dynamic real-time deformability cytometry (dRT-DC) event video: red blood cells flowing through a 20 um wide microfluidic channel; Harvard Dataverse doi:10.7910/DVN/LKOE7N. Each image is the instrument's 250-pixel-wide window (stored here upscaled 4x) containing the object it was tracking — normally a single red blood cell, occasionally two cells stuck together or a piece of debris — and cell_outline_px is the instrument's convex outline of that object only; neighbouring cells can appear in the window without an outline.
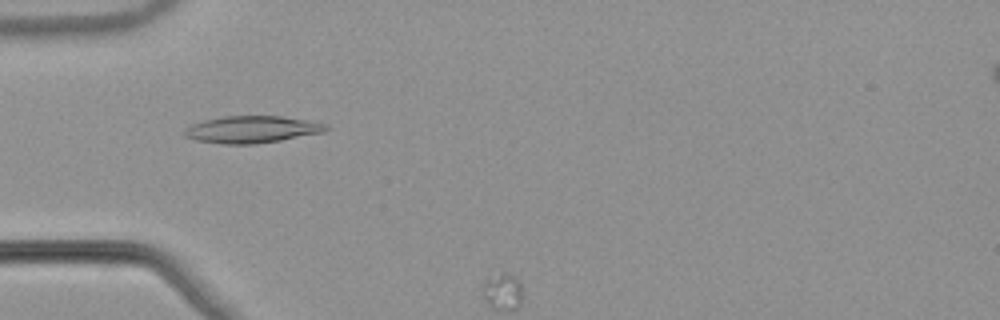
{"species": "common noctule bat (a hibernating species)", "species_latin": "Nyctalus noctula", "temperature_condition": "warm", "stored_images_in_passage": 6, "camera_frame_rate_fps": 3000, "um_per_image_px": 0.085, "animal": {"sex": "male", "body_mass_g": 21.5, "forearm_length_mm": 52.0}, "frame": {"image": 1, "passage_image": 5, "time_ms": 1.333, "image_size_px": [1000, 320], "cell_outline_px": [[328, 128], [324, 132], [280, 140], [256, 144], [224, 144], [196, 140], [184, 136], [184, 128], [192, 124], [204, 120], [224, 116], [280, 116], [308, 120], [328, 124]], "centroid_in_image_um": [21.4, 11.0], "position_along_channel_um": 63.6, "area_um2": 22.25}}